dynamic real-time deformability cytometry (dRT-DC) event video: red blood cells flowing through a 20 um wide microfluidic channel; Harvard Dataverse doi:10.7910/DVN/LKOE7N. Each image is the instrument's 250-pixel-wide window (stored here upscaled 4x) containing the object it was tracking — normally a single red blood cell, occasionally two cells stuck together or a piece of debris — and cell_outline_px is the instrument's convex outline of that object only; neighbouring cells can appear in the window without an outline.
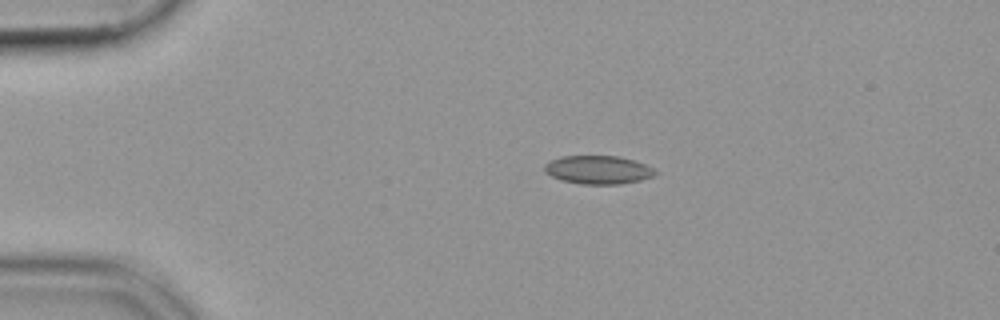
{"species": "common noctule bat (a hibernating species)", "species_latin": "Nyctalus noctula", "temperature_condition": "cold", "stored_images_in_passage": 53, "camera_frame_rate_fps": 3000, "um_per_image_px": 0.085, "animal": {"sex": "female", "body_mass_g": 19.9}, "frame": {"image": 1, "passage_image": 11, "time_ms": 3.333, "image_size_px": [1000, 320], "cell_outline_px": [[656, 172], [652, 176], [640, 180], [620, 184], [580, 184], [564, 180], [552, 176], [544, 168], [544, 164], [560, 156], [616, 156], [632, 160], [644, 164], [652, 168]], "centroid_in_image_um": [50.83, 14.43], "position_along_channel_um": 34.2, "area_um2": 17.92}}
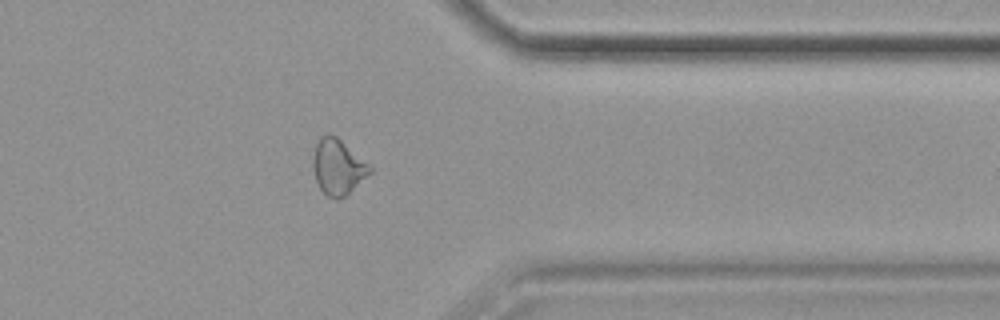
{"frame": {"image": 2, "passage_image": 43, "time_ms": 14.0, "image_size_px": [1000, 320], "cell_outline_px": [[372, 172], [348, 196], [336, 200], [328, 196], [320, 188], [316, 180], [312, 164], [312, 156], [316, 144], [320, 136], [328, 132], [336, 136], [372, 168]], "centroid_in_image_um": [28.71, 14.21], "position_along_channel_um": 382.7, "area_um2": 18.5}}
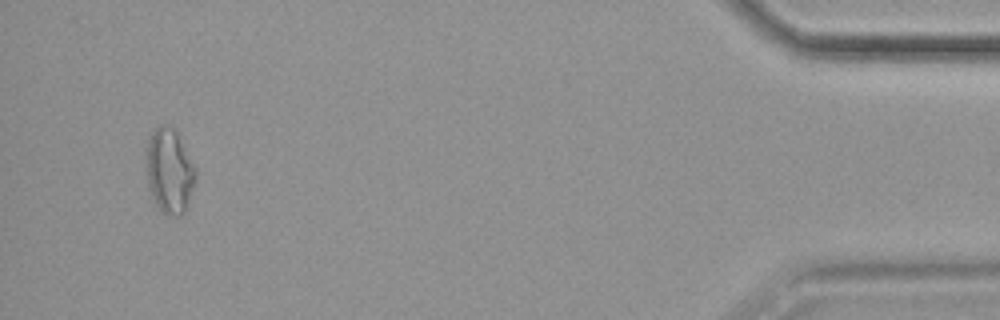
{"frame": {"image": 3, "passage_image": 51, "time_ms": 16.667, "image_size_px": [1000, 320], "cell_outline_px": [[196, 180], [184, 212], [180, 216], [168, 216], [160, 212], [148, 188], [144, 164], [144, 152], [148, 140], [152, 132], [160, 124], [168, 124], [176, 132], [196, 168]], "centroid_in_image_um": [14.35, 14.54], "position_along_channel_um": 420.8, "area_um2": 24.91}}